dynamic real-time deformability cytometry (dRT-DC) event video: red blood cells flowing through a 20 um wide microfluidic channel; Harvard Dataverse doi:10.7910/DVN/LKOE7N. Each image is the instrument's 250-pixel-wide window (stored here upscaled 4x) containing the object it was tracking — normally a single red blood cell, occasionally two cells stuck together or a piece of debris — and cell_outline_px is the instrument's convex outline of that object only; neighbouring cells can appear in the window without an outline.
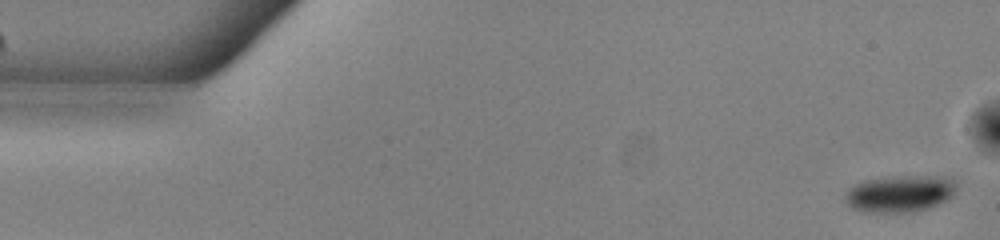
{"species": "common noctule bat (a hibernating species)", "species_latin": "Nyctalus noctula", "temperature_condition": "warm", "stored_images_in_passage": 43, "camera_frame_rate_fps": 3000, "um_per_image_px": 0.085, "animal": {"sex": "male", "body_mass_g": 13.0, "forearm_length_mm": 53.1}, "frame": {"image": 1, "passage_image": 1, "time_ms": 0.0, "image_size_px": [1000, 240], "cell_outline_px": [[956, 192], [952, 196], [928, 208], [916, 212], [860, 212], [852, 208], [844, 200], [844, 192], [848, 188], [856, 184], [868, 180], [908, 176], [940, 176], [952, 180], [956, 184]], "centroid_in_image_um": [76.45, 16.48], "position_along_channel_um": 8.5, "area_um2": 23.7}}
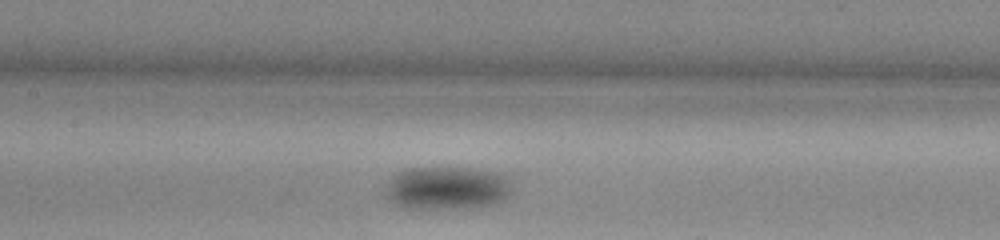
{"frame": {"image": 2, "passage_image": 24, "time_ms": 7.667, "image_size_px": [1000, 240], "cell_outline_px": [[512, 192], [504, 200], [492, 204], [452, 208], [404, 208], [396, 204], [384, 192], [384, 188], [388, 180], [396, 172], [408, 168], [468, 168], [496, 172], [504, 176], [508, 180]], "centroid_in_image_um": [37.95, 15.97], "position_along_channel_um": 169.5, "area_um2": 31.56}}
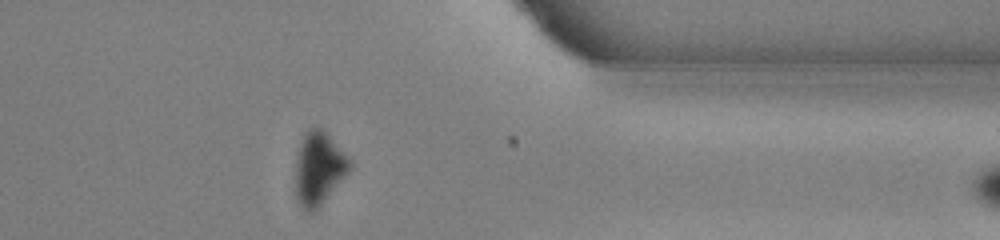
{"frame": {"image": 3, "passage_image": 42, "time_ms": 13.667, "image_size_px": [1000, 240], "cell_outline_px": [[352, 168], [320, 208], [316, 212], [304, 212], [296, 200], [296, 160], [300, 144], [304, 132], [312, 128], [320, 128], [328, 136], [352, 164]], "centroid_in_image_um": [27.07, 14.42], "position_along_channel_um": 384.3, "area_um2": 22.89}}